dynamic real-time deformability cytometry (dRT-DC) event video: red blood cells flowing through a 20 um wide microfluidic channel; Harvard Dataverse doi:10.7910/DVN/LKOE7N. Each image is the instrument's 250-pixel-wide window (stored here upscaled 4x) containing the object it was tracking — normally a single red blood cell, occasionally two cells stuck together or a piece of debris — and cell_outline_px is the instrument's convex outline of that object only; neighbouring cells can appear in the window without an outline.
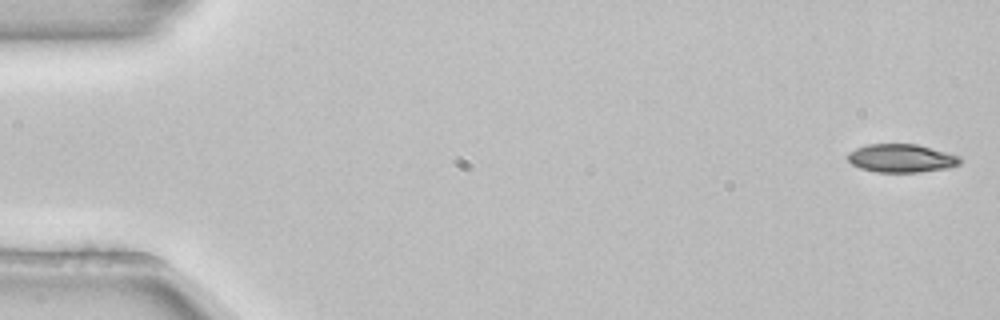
{"species": "common noctule bat (a hibernating species)", "species_latin": "Nyctalus noctula", "temperature_condition": "room temperature", "stored_images_in_passage": 53, "camera_frame_rate_fps": 3000, "um_per_image_px": 0.085, "animal": {"sex": "female", "body_mass_g": 22.7, "forearm_length_mm": 54.2}, "frame": {"image": 1, "passage_image": 1, "time_ms": 0.0, "image_size_px": [1000, 320], "cell_outline_px": [[960, 164], [948, 168], [920, 172], [876, 172], [860, 168], [852, 164], [848, 160], [848, 152], [856, 148], [868, 144], [916, 144], [960, 156]], "centroid_in_image_um": [76.6, 13.45], "position_along_channel_um": 8.4, "area_um2": 18.44}}
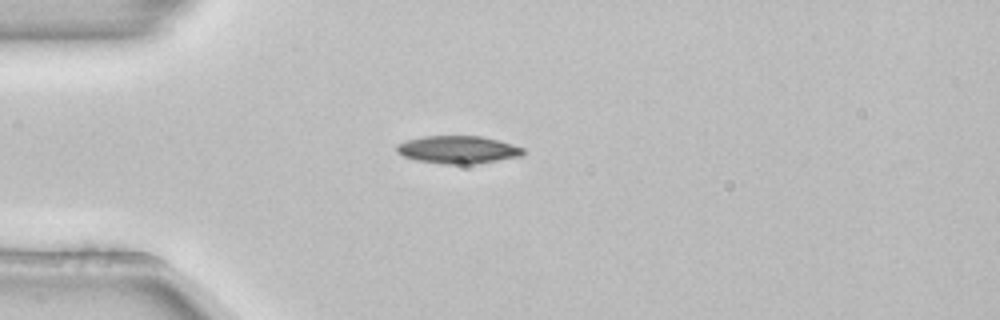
{"frame": {"image": 2, "passage_image": 14, "time_ms": 4.333, "image_size_px": [1000, 320], "cell_outline_px": [[524, 156], [472, 164], [448, 164], [416, 160], [404, 156], [396, 152], [396, 144], [408, 140], [424, 136], [480, 136], [500, 140], [524, 148]], "centroid_in_image_um": [38.95, 12.72], "position_along_channel_um": 46.1, "area_um2": 20.4}}
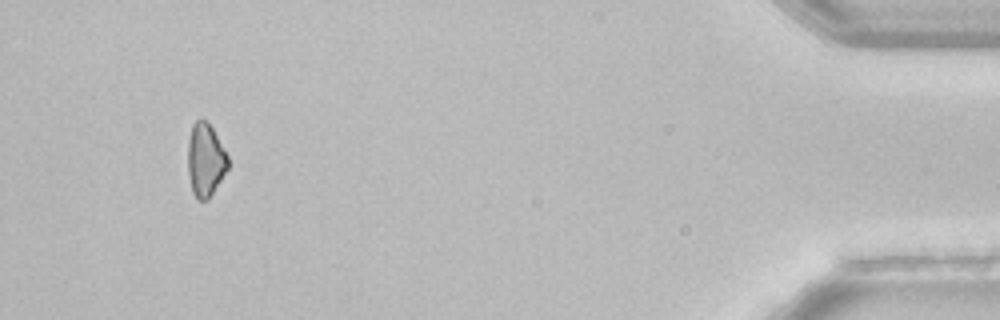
{"frame": {"image": 3, "passage_image": 50, "time_ms": 16.333, "image_size_px": [1000, 320], "cell_outline_px": [[228, 168], [208, 200], [200, 200], [192, 192], [188, 176], [188, 140], [192, 124], [196, 120], [208, 120], [228, 156]], "centroid_in_image_um": [17.45, 13.58], "position_along_channel_um": 417.8, "area_um2": 17.11}, "authors_computed_cell_mechanics": {"area_um2": 19.1318, "velocity_mm_per_s": 3.8721, "shape_relaxation_time_tau1_ms": 5.135, "shape_relaxation_time_tau2_ms": null, "deformation_change_tau1": 0.0992, "deformation_change_tau2": null}}